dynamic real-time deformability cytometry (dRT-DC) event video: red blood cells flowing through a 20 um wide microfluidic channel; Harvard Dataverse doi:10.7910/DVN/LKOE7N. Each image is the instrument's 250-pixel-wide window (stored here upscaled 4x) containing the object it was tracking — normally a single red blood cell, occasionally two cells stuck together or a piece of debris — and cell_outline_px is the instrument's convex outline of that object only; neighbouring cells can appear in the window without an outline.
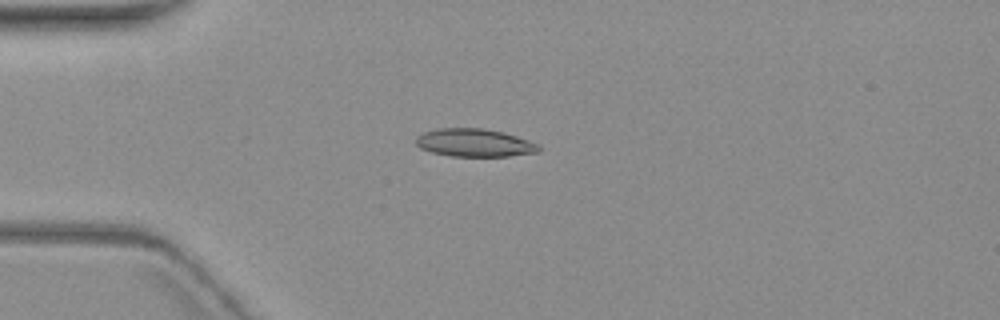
{"species": "common noctule bat (a hibernating species)", "species_latin": "Nyctalus noctula", "temperature_condition": "warm", "stored_images_in_passage": 7, "camera_frame_rate_fps": 3000, "um_per_image_px": 0.085, "animal": {"sex": "female", "body_mass_g": 19.3, "forearm_length_mm": 54.1}, "frame": {"image": 1, "passage_image": 5, "time_ms": 4.667, "image_size_px": [1000, 320], "cell_outline_px": [[540, 152], [508, 156], [452, 156], [432, 152], [420, 148], [416, 144], [416, 136], [424, 132], [440, 128], [484, 128], [516, 136], [528, 140], [536, 144], [540, 148]], "centroid_in_image_um": [40.31, 12.14], "position_along_channel_um": 44.7, "area_um2": 19.83}}